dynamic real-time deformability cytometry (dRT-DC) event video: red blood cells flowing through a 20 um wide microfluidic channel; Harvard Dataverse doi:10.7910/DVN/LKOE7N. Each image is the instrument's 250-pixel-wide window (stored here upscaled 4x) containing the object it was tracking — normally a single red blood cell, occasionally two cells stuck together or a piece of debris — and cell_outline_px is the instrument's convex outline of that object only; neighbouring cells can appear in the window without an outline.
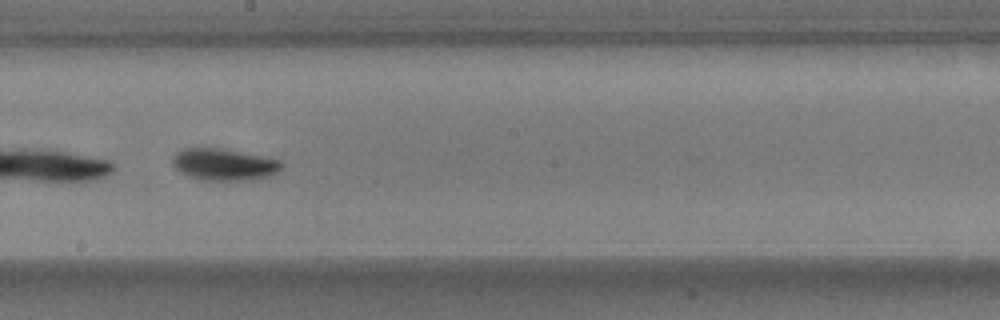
{"species": "common noctule bat (a hibernating species)", "species_latin": "Nyctalus noctula", "temperature_condition": "warm", "stored_images_in_passage": 55, "camera_frame_rate_fps": 3000, "um_per_image_px": 0.085, "animal": {"sex": "male", "body_mass_g": 17.9}, "frame": {"image": 1, "passage_image": 31, "time_ms": 10.0, "image_size_px": [1000, 320], "cell_outline_px": [[284, 164], [276, 172], [268, 176], [252, 180], [200, 180], [188, 176], [180, 172], [172, 164], [172, 156], [176, 152], [184, 148], [220, 148], [264, 156], [280, 160]], "centroid_in_image_um": [19.01, 13.98], "position_along_channel_um": 229.2, "area_um2": 20.29}}
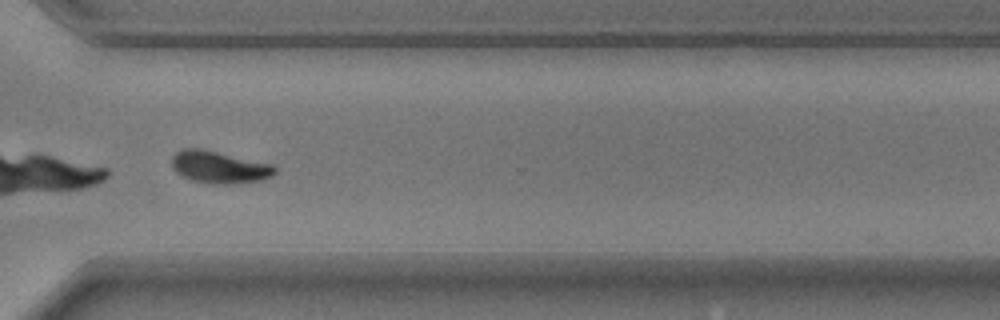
{"frame": {"image": 2, "passage_image": 41, "time_ms": 13.333, "image_size_px": [1000, 320], "cell_outline_px": [[276, 172], [272, 176], [260, 180], [236, 184], [212, 184], [192, 180], [180, 176], [172, 168], [172, 156], [176, 152], [184, 148], [200, 148], [272, 164], [276, 168]], "centroid_in_image_um": [18.61, 14.21], "position_along_channel_um": 352.0, "area_um2": 19.42}, "authors_computed_cell_mechanics": {"area_um2": 20.2878, "velocity_mm_per_s": 3.6837, "shape_relaxation_time_tau1_ms": 1.742, "shape_relaxation_time_tau2_ms": 9.8001, "deformation_change_tau1": 0.1301, "deformation_change_tau2": 0.1058}}